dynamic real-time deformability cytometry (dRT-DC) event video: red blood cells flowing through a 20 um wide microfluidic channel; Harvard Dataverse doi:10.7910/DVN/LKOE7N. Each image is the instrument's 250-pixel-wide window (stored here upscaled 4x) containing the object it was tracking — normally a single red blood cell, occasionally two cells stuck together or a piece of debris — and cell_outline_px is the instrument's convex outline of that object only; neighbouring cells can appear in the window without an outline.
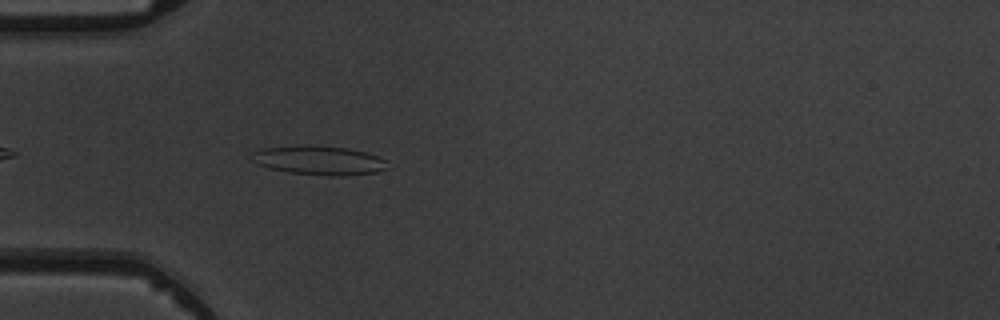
{"species": "common noctule bat (a hibernating species)", "species_latin": "Nyctalus noctula", "temperature_condition": "warm", "stored_images_in_passage": 4, "camera_frame_rate_fps": 3000, "um_per_image_px": 0.085, "animal": {"sex": "male", "body_mass_g": 19.5, "forearm_length_mm": 54.6}, "frame": {"image": 1, "passage_image": 4, "time_ms": 4.667, "image_size_px": [1000, 320], "cell_outline_px": [[384, 168], [380, 172], [344, 176], [328, 176], [288, 172], [268, 168], [256, 164], [248, 160], [252, 152], [264, 148], [296, 144], [304, 144], [348, 148], [364, 152], [376, 156], [384, 160]], "centroid_in_image_um": [27.0, 13.62], "position_along_channel_um": 58.0, "area_um2": 23.29}}